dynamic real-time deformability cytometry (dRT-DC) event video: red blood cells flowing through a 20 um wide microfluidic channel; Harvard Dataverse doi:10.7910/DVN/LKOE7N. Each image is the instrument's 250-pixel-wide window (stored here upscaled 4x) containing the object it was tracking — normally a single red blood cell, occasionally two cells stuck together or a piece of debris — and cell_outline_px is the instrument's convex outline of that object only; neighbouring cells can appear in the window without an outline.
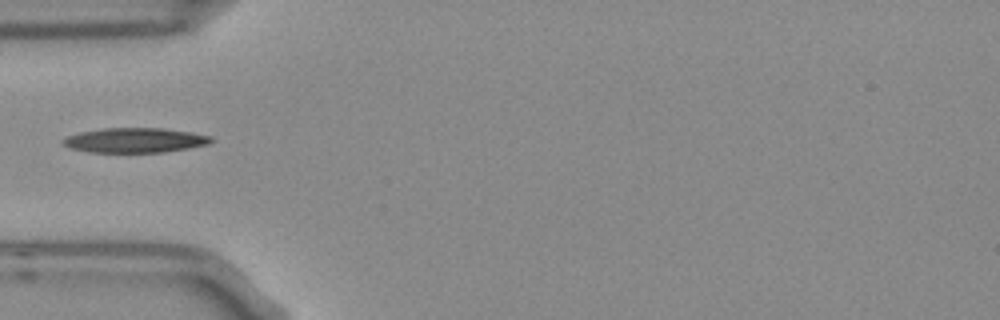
{"species": "Egyptian fruit bat (a non-hibernating species)", "species_latin": "Rousettus aegyptiacus", "temperature_condition": "room temperature", "stored_images_in_passage": 4, "camera_frame_rate_fps": 3000, "um_per_image_px": 0.085, "frame": {"image": 1, "passage_image": 3, "time_ms": 0.667, "image_size_px": [1000, 320], "cell_outline_px": [[216, 140], [208, 144], [188, 148], [164, 152], [88, 152], [72, 148], [64, 144], [60, 140], [68, 136], [80, 132], [104, 128], [164, 128], [212, 136]], "centroid_in_image_um": [11.5, 11.92], "position_along_channel_um": 73.5, "area_um2": 21.27}}
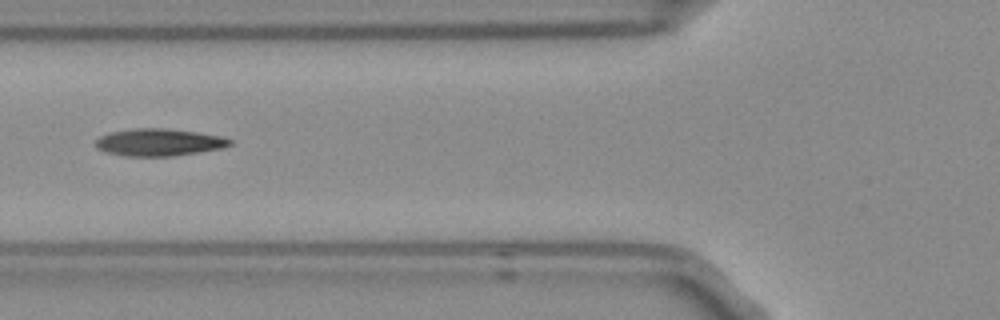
{"frame": {"image": 2, "passage_image": 4, "time_ms": 1.0, "image_size_px": [1000, 320], "cell_outline_px": [[232, 144], [224, 148], [172, 156], [124, 156], [104, 152], [96, 148], [96, 140], [100, 136], [108, 132], [136, 128], [164, 128], [196, 132], [220, 136], [232, 140]], "centroid_in_image_um": [13.48, 12.1], "position_along_channel_um": 112.3, "area_um2": 21.39}}